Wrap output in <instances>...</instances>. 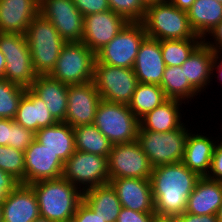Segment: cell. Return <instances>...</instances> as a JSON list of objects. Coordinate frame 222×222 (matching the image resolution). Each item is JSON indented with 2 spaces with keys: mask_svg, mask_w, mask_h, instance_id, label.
I'll list each match as a JSON object with an SVG mask.
<instances>
[{
  "mask_svg": "<svg viewBox=\"0 0 222 222\" xmlns=\"http://www.w3.org/2000/svg\"><path fill=\"white\" fill-rule=\"evenodd\" d=\"M183 125L165 133L151 130H139L137 141L147 155L152 167L181 162L186 140L192 131Z\"/></svg>",
  "mask_w": 222,
  "mask_h": 222,
  "instance_id": "5",
  "label": "cell"
},
{
  "mask_svg": "<svg viewBox=\"0 0 222 222\" xmlns=\"http://www.w3.org/2000/svg\"><path fill=\"white\" fill-rule=\"evenodd\" d=\"M20 182L12 175L6 173L0 169V204L8 197L11 191H13Z\"/></svg>",
  "mask_w": 222,
  "mask_h": 222,
  "instance_id": "42",
  "label": "cell"
},
{
  "mask_svg": "<svg viewBox=\"0 0 222 222\" xmlns=\"http://www.w3.org/2000/svg\"><path fill=\"white\" fill-rule=\"evenodd\" d=\"M222 203V182L201 177L188 196L185 212L194 215H216Z\"/></svg>",
  "mask_w": 222,
  "mask_h": 222,
  "instance_id": "25",
  "label": "cell"
},
{
  "mask_svg": "<svg viewBox=\"0 0 222 222\" xmlns=\"http://www.w3.org/2000/svg\"><path fill=\"white\" fill-rule=\"evenodd\" d=\"M169 1L178 9L188 11L196 0H169Z\"/></svg>",
  "mask_w": 222,
  "mask_h": 222,
  "instance_id": "47",
  "label": "cell"
},
{
  "mask_svg": "<svg viewBox=\"0 0 222 222\" xmlns=\"http://www.w3.org/2000/svg\"><path fill=\"white\" fill-rule=\"evenodd\" d=\"M25 37L38 75H49L66 43L54 25L41 13L32 19Z\"/></svg>",
  "mask_w": 222,
  "mask_h": 222,
  "instance_id": "4",
  "label": "cell"
},
{
  "mask_svg": "<svg viewBox=\"0 0 222 222\" xmlns=\"http://www.w3.org/2000/svg\"><path fill=\"white\" fill-rule=\"evenodd\" d=\"M147 37L141 22H129L107 45L96 53L99 63L133 68L140 44Z\"/></svg>",
  "mask_w": 222,
  "mask_h": 222,
  "instance_id": "11",
  "label": "cell"
},
{
  "mask_svg": "<svg viewBox=\"0 0 222 222\" xmlns=\"http://www.w3.org/2000/svg\"><path fill=\"white\" fill-rule=\"evenodd\" d=\"M110 10L125 18L128 22H142L146 6L141 0H108Z\"/></svg>",
  "mask_w": 222,
  "mask_h": 222,
  "instance_id": "36",
  "label": "cell"
},
{
  "mask_svg": "<svg viewBox=\"0 0 222 222\" xmlns=\"http://www.w3.org/2000/svg\"><path fill=\"white\" fill-rule=\"evenodd\" d=\"M168 98L159 85L138 83L128 107L140 119L146 113L162 105Z\"/></svg>",
  "mask_w": 222,
  "mask_h": 222,
  "instance_id": "31",
  "label": "cell"
},
{
  "mask_svg": "<svg viewBox=\"0 0 222 222\" xmlns=\"http://www.w3.org/2000/svg\"><path fill=\"white\" fill-rule=\"evenodd\" d=\"M35 139L56 154L63 163L75 152L73 127L65 122L39 129L35 133Z\"/></svg>",
  "mask_w": 222,
  "mask_h": 222,
  "instance_id": "26",
  "label": "cell"
},
{
  "mask_svg": "<svg viewBox=\"0 0 222 222\" xmlns=\"http://www.w3.org/2000/svg\"><path fill=\"white\" fill-rule=\"evenodd\" d=\"M11 119L0 118V145L10 146Z\"/></svg>",
  "mask_w": 222,
  "mask_h": 222,
  "instance_id": "45",
  "label": "cell"
},
{
  "mask_svg": "<svg viewBox=\"0 0 222 222\" xmlns=\"http://www.w3.org/2000/svg\"><path fill=\"white\" fill-rule=\"evenodd\" d=\"M109 178L150 179L152 169L137 140L113 144L108 156Z\"/></svg>",
  "mask_w": 222,
  "mask_h": 222,
  "instance_id": "12",
  "label": "cell"
},
{
  "mask_svg": "<svg viewBox=\"0 0 222 222\" xmlns=\"http://www.w3.org/2000/svg\"><path fill=\"white\" fill-rule=\"evenodd\" d=\"M101 96L93 82L68 85L65 123L71 127L93 124Z\"/></svg>",
  "mask_w": 222,
  "mask_h": 222,
  "instance_id": "15",
  "label": "cell"
},
{
  "mask_svg": "<svg viewBox=\"0 0 222 222\" xmlns=\"http://www.w3.org/2000/svg\"><path fill=\"white\" fill-rule=\"evenodd\" d=\"M5 66H6L5 56L0 50V79H4Z\"/></svg>",
  "mask_w": 222,
  "mask_h": 222,
  "instance_id": "49",
  "label": "cell"
},
{
  "mask_svg": "<svg viewBox=\"0 0 222 222\" xmlns=\"http://www.w3.org/2000/svg\"><path fill=\"white\" fill-rule=\"evenodd\" d=\"M75 150L108 157L112 143L94 125H81L73 128Z\"/></svg>",
  "mask_w": 222,
  "mask_h": 222,
  "instance_id": "32",
  "label": "cell"
},
{
  "mask_svg": "<svg viewBox=\"0 0 222 222\" xmlns=\"http://www.w3.org/2000/svg\"><path fill=\"white\" fill-rule=\"evenodd\" d=\"M216 216H217L218 222H222V203H221V206L219 207V209L216 213Z\"/></svg>",
  "mask_w": 222,
  "mask_h": 222,
  "instance_id": "51",
  "label": "cell"
},
{
  "mask_svg": "<svg viewBox=\"0 0 222 222\" xmlns=\"http://www.w3.org/2000/svg\"><path fill=\"white\" fill-rule=\"evenodd\" d=\"M26 87L0 79V118L14 120Z\"/></svg>",
  "mask_w": 222,
  "mask_h": 222,
  "instance_id": "34",
  "label": "cell"
},
{
  "mask_svg": "<svg viewBox=\"0 0 222 222\" xmlns=\"http://www.w3.org/2000/svg\"><path fill=\"white\" fill-rule=\"evenodd\" d=\"M187 16L193 31L204 40L222 21V4L216 0H196Z\"/></svg>",
  "mask_w": 222,
  "mask_h": 222,
  "instance_id": "28",
  "label": "cell"
},
{
  "mask_svg": "<svg viewBox=\"0 0 222 222\" xmlns=\"http://www.w3.org/2000/svg\"><path fill=\"white\" fill-rule=\"evenodd\" d=\"M0 169L25 184L24 152L11 146L0 145Z\"/></svg>",
  "mask_w": 222,
  "mask_h": 222,
  "instance_id": "35",
  "label": "cell"
},
{
  "mask_svg": "<svg viewBox=\"0 0 222 222\" xmlns=\"http://www.w3.org/2000/svg\"><path fill=\"white\" fill-rule=\"evenodd\" d=\"M30 186L36 193L40 216L53 222L72 219L83 200V192L62 176L36 181Z\"/></svg>",
  "mask_w": 222,
  "mask_h": 222,
  "instance_id": "2",
  "label": "cell"
},
{
  "mask_svg": "<svg viewBox=\"0 0 222 222\" xmlns=\"http://www.w3.org/2000/svg\"><path fill=\"white\" fill-rule=\"evenodd\" d=\"M182 101L177 99H168L162 105L146 113L139 119V130H151L154 132L165 133L184 125L182 122Z\"/></svg>",
  "mask_w": 222,
  "mask_h": 222,
  "instance_id": "27",
  "label": "cell"
},
{
  "mask_svg": "<svg viewBox=\"0 0 222 222\" xmlns=\"http://www.w3.org/2000/svg\"><path fill=\"white\" fill-rule=\"evenodd\" d=\"M155 213H142L122 207L116 222H152Z\"/></svg>",
  "mask_w": 222,
  "mask_h": 222,
  "instance_id": "40",
  "label": "cell"
},
{
  "mask_svg": "<svg viewBox=\"0 0 222 222\" xmlns=\"http://www.w3.org/2000/svg\"><path fill=\"white\" fill-rule=\"evenodd\" d=\"M114 188L122 207L142 213H155L150 179L115 178Z\"/></svg>",
  "mask_w": 222,
  "mask_h": 222,
  "instance_id": "17",
  "label": "cell"
},
{
  "mask_svg": "<svg viewBox=\"0 0 222 222\" xmlns=\"http://www.w3.org/2000/svg\"><path fill=\"white\" fill-rule=\"evenodd\" d=\"M222 52H218L216 53V59L213 62L212 65V72H214V70L216 71L215 73H217V78L219 80V82H222Z\"/></svg>",
  "mask_w": 222,
  "mask_h": 222,
  "instance_id": "46",
  "label": "cell"
},
{
  "mask_svg": "<svg viewBox=\"0 0 222 222\" xmlns=\"http://www.w3.org/2000/svg\"><path fill=\"white\" fill-rule=\"evenodd\" d=\"M29 88L44 101L47 109L58 122L65 121L68 101L67 84L49 75H38Z\"/></svg>",
  "mask_w": 222,
  "mask_h": 222,
  "instance_id": "23",
  "label": "cell"
},
{
  "mask_svg": "<svg viewBox=\"0 0 222 222\" xmlns=\"http://www.w3.org/2000/svg\"><path fill=\"white\" fill-rule=\"evenodd\" d=\"M152 222H177L176 217L155 215Z\"/></svg>",
  "mask_w": 222,
  "mask_h": 222,
  "instance_id": "48",
  "label": "cell"
},
{
  "mask_svg": "<svg viewBox=\"0 0 222 222\" xmlns=\"http://www.w3.org/2000/svg\"><path fill=\"white\" fill-rule=\"evenodd\" d=\"M83 201L106 222H116L122 208L110 183L99 185L83 192Z\"/></svg>",
  "mask_w": 222,
  "mask_h": 222,
  "instance_id": "29",
  "label": "cell"
},
{
  "mask_svg": "<svg viewBox=\"0 0 222 222\" xmlns=\"http://www.w3.org/2000/svg\"><path fill=\"white\" fill-rule=\"evenodd\" d=\"M0 50L6 61L4 79L29 88L38 74L25 35L0 32Z\"/></svg>",
  "mask_w": 222,
  "mask_h": 222,
  "instance_id": "8",
  "label": "cell"
},
{
  "mask_svg": "<svg viewBox=\"0 0 222 222\" xmlns=\"http://www.w3.org/2000/svg\"><path fill=\"white\" fill-rule=\"evenodd\" d=\"M73 218L77 222H106L105 218L97 215L83 200L78 205Z\"/></svg>",
  "mask_w": 222,
  "mask_h": 222,
  "instance_id": "41",
  "label": "cell"
},
{
  "mask_svg": "<svg viewBox=\"0 0 222 222\" xmlns=\"http://www.w3.org/2000/svg\"><path fill=\"white\" fill-rule=\"evenodd\" d=\"M160 87L168 99L180 100L184 105L201 94L187 81L181 66H166Z\"/></svg>",
  "mask_w": 222,
  "mask_h": 222,
  "instance_id": "30",
  "label": "cell"
},
{
  "mask_svg": "<svg viewBox=\"0 0 222 222\" xmlns=\"http://www.w3.org/2000/svg\"><path fill=\"white\" fill-rule=\"evenodd\" d=\"M211 38L204 39V42L215 52H222V21L209 34ZM213 38V39H212ZM208 40V41H207Z\"/></svg>",
  "mask_w": 222,
  "mask_h": 222,
  "instance_id": "43",
  "label": "cell"
},
{
  "mask_svg": "<svg viewBox=\"0 0 222 222\" xmlns=\"http://www.w3.org/2000/svg\"><path fill=\"white\" fill-rule=\"evenodd\" d=\"M203 41V39L160 40L166 66H181Z\"/></svg>",
  "mask_w": 222,
  "mask_h": 222,
  "instance_id": "33",
  "label": "cell"
},
{
  "mask_svg": "<svg viewBox=\"0 0 222 222\" xmlns=\"http://www.w3.org/2000/svg\"><path fill=\"white\" fill-rule=\"evenodd\" d=\"M177 222H218L216 215H194L183 212L176 216Z\"/></svg>",
  "mask_w": 222,
  "mask_h": 222,
  "instance_id": "44",
  "label": "cell"
},
{
  "mask_svg": "<svg viewBox=\"0 0 222 222\" xmlns=\"http://www.w3.org/2000/svg\"><path fill=\"white\" fill-rule=\"evenodd\" d=\"M40 13V0H0V32L25 35Z\"/></svg>",
  "mask_w": 222,
  "mask_h": 222,
  "instance_id": "19",
  "label": "cell"
},
{
  "mask_svg": "<svg viewBox=\"0 0 222 222\" xmlns=\"http://www.w3.org/2000/svg\"><path fill=\"white\" fill-rule=\"evenodd\" d=\"M62 177L82 192L110 181L108 157L77 151L64 163Z\"/></svg>",
  "mask_w": 222,
  "mask_h": 222,
  "instance_id": "10",
  "label": "cell"
},
{
  "mask_svg": "<svg viewBox=\"0 0 222 222\" xmlns=\"http://www.w3.org/2000/svg\"><path fill=\"white\" fill-rule=\"evenodd\" d=\"M220 139V140H219ZM217 140L207 178L222 182V139Z\"/></svg>",
  "mask_w": 222,
  "mask_h": 222,
  "instance_id": "39",
  "label": "cell"
},
{
  "mask_svg": "<svg viewBox=\"0 0 222 222\" xmlns=\"http://www.w3.org/2000/svg\"><path fill=\"white\" fill-rule=\"evenodd\" d=\"M165 68L160 40L146 37L140 44L133 65L138 82L160 86Z\"/></svg>",
  "mask_w": 222,
  "mask_h": 222,
  "instance_id": "18",
  "label": "cell"
},
{
  "mask_svg": "<svg viewBox=\"0 0 222 222\" xmlns=\"http://www.w3.org/2000/svg\"><path fill=\"white\" fill-rule=\"evenodd\" d=\"M34 139L35 133L32 130L24 128L11 119V147L24 152Z\"/></svg>",
  "mask_w": 222,
  "mask_h": 222,
  "instance_id": "37",
  "label": "cell"
},
{
  "mask_svg": "<svg viewBox=\"0 0 222 222\" xmlns=\"http://www.w3.org/2000/svg\"><path fill=\"white\" fill-rule=\"evenodd\" d=\"M74 5L84 17L110 10L108 0H74Z\"/></svg>",
  "mask_w": 222,
  "mask_h": 222,
  "instance_id": "38",
  "label": "cell"
},
{
  "mask_svg": "<svg viewBox=\"0 0 222 222\" xmlns=\"http://www.w3.org/2000/svg\"><path fill=\"white\" fill-rule=\"evenodd\" d=\"M25 185L62 176L64 163L36 139L24 151Z\"/></svg>",
  "mask_w": 222,
  "mask_h": 222,
  "instance_id": "16",
  "label": "cell"
},
{
  "mask_svg": "<svg viewBox=\"0 0 222 222\" xmlns=\"http://www.w3.org/2000/svg\"><path fill=\"white\" fill-rule=\"evenodd\" d=\"M93 124L112 143H129L137 140L139 119L127 104L101 100Z\"/></svg>",
  "mask_w": 222,
  "mask_h": 222,
  "instance_id": "6",
  "label": "cell"
},
{
  "mask_svg": "<svg viewBox=\"0 0 222 222\" xmlns=\"http://www.w3.org/2000/svg\"><path fill=\"white\" fill-rule=\"evenodd\" d=\"M201 177L182 162L153 167L150 182L156 215L176 217Z\"/></svg>",
  "mask_w": 222,
  "mask_h": 222,
  "instance_id": "1",
  "label": "cell"
},
{
  "mask_svg": "<svg viewBox=\"0 0 222 222\" xmlns=\"http://www.w3.org/2000/svg\"><path fill=\"white\" fill-rule=\"evenodd\" d=\"M3 222H33L40 216L36 193L19 184L2 203Z\"/></svg>",
  "mask_w": 222,
  "mask_h": 222,
  "instance_id": "20",
  "label": "cell"
},
{
  "mask_svg": "<svg viewBox=\"0 0 222 222\" xmlns=\"http://www.w3.org/2000/svg\"><path fill=\"white\" fill-rule=\"evenodd\" d=\"M198 132H189L186 140L185 151L182 159V163L187 166L191 171L197 173L200 177H206L214 152L215 145L218 140L216 137L214 140L211 137H207L208 134Z\"/></svg>",
  "mask_w": 222,
  "mask_h": 222,
  "instance_id": "22",
  "label": "cell"
},
{
  "mask_svg": "<svg viewBox=\"0 0 222 222\" xmlns=\"http://www.w3.org/2000/svg\"><path fill=\"white\" fill-rule=\"evenodd\" d=\"M96 54L83 42H66L49 76L67 85L92 81Z\"/></svg>",
  "mask_w": 222,
  "mask_h": 222,
  "instance_id": "7",
  "label": "cell"
},
{
  "mask_svg": "<svg viewBox=\"0 0 222 222\" xmlns=\"http://www.w3.org/2000/svg\"><path fill=\"white\" fill-rule=\"evenodd\" d=\"M40 13L54 25L65 42H82L84 16L74 0H40Z\"/></svg>",
  "mask_w": 222,
  "mask_h": 222,
  "instance_id": "13",
  "label": "cell"
},
{
  "mask_svg": "<svg viewBox=\"0 0 222 222\" xmlns=\"http://www.w3.org/2000/svg\"><path fill=\"white\" fill-rule=\"evenodd\" d=\"M165 0H141V2L145 5V6H148V5H151V4H156V3H159V2H163Z\"/></svg>",
  "mask_w": 222,
  "mask_h": 222,
  "instance_id": "50",
  "label": "cell"
},
{
  "mask_svg": "<svg viewBox=\"0 0 222 222\" xmlns=\"http://www.w3.org/2000/svg\"><path fill=\"white\" fill-rule=\"evenodd\" d=\"M14 121L34 133L58 122L47 109L44 101L30 88H26L20 100Z\"/></svg>",
  "mask_w": 222,
  "mask_h": 222,
  "instance_id": "24",
  "label": "cell"
},
{
  "mask_svg": "<svg viewBox=\"0 0 222 222\" xmlns=\"http://www.w3.org/2000/svg\"><path fill=\"white\" fill-rule=\"evenodd\" d=\"M92 82L102 100L127 105L139 83L133 68L106 65L97 60Z\"/></svg>",
  "mask_w": 222,
  "mask_h": 222,
  "instance_id": "9",
  "label": "cell"
},
{
  "mask_svg": "<svg viewBox=\"0 0 222 222\" xmlns=\"http://www.w3.org/2000/svg\"><path fill=\"white\" fill-rule=\"evenodd\" d=\"M64 222H77V221L74 218H72V219L66 220Z\"/></svg>",
  "mask_w": 222,
  "mask_h": 222,
  "instance_id": "54",
  "label": "cell"
},
{
  "mask_svg": "<svg viewBox=\"0 0 222 222\" xmlns=\"http://www.w3.org/2000/svg\"><path fill=\"white\" fill-rule=\"evenodd\" d=\"M215 59L216 53L203 41L181 65L185 78L199 93L208 88L214 77L212 65Z\"/></svg>",
  "mask_w": 222,
  "mask_h": 222,
  "instance_id": "21",
  "label": "cell"
},
{
  "mask_svg": "<svg viewBox=\"0 0 222 222\" xmlns=\"http://www.w3.org/2000/svg\"><path fill=\"white\" fill-rule=\"evenodd\" d=\"M2 204H0V222H3Z\"/></svg>",
  "mask_w": 222,
  "mask_h": 222,
  "instance_id": "53",
  "label": "cell"
},
{
  "mask_svg": "<svg viewBox=\"0 0 222 222\" xmlns=\"http://www.w3.org/2000/svg\"><path fill=\"white\" fill-rule=\"evenodd\" d=\"M128 23L112 10L89 14L84 17L82 42L96 54Z\"/></svg>",
  "mask_w": 222,
  "mask_h": 222,
  "instance_id": "14",
  "label": "cell"
},
{
  "mask_svg": "<svg viewBox=\"0 0 222 222\" xmlns=\"http://www.w3.org/2000/svg\"><path fill=\"white\" fill-rule=\"evenodd\" d=\"M141 23L147 37L152 39H202L191 28L187 11L178 9L170 1L146 6Z\"/></svg>",
  "mask_w": 222,
  "mask_h": 222,
  "instance_id": "3",
  "label": "cell"
},
{
  "mask_svg": "<svg viewBox=\"0 0 222 222\" xmlns=\"http://www.w3.org/2000/svg\"><path fill=\"white\" fill-rule=\"evenodd\" d=\"M33 222H53V221H51V220H49L47 218L39 216Z\"/></svg>",
  "mask_w": 222,
  "mask_h": 222,
  "instance_id": "52",
  "label": "cell"
}]
</instances>
